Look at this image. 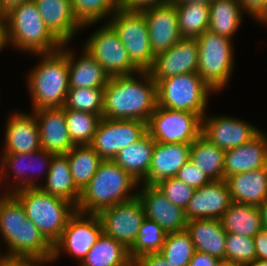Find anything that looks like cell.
Masks as SVG:
<instances>
[{
    "label": "cell",
    "mask_w": 267,
    "mask_h": 266,
    "mask_svg": "<svg viewBox=\"0 0 267 266\" xmlns=\"http://www.w3.org/2000/svg\"><path fill=\"white\" fill-rule=\"evenodd\" d=\"M0 235L8 247L5 255L29 257L42 264L51 262L53 246L27 218L13 194L0 204Z\"/></svg>",
    "instance_id": "2"
},
{
    "label": "cell",
    "mask_w": 267,
    "mask_h": 266,
    "mask_svg": "<svg viewBox=\"0 0 267 266\" xmlns=\"http://www.w3.org/2000/svg\"><path fill=\"white\" fill-rule=\"evenodd\" d=\"M199 48L196 38H181L169 50L155 56L149 73L152 79L197 73Z\"/></svg>",
    "instance_id": "17"
},
{
    "label": "cell",
    "mask_w": 267,
    "mask_h": 266,
    "mask_svg": "<svg viewBox=\"0 0 267 266\" xmlns=\"http://www.w3.org/2000/svg\"><path fill=\"white\" fill-rule=\"evenodd\" d=\"M194 252V243L186 230L167 233L160 250L163 257L176 266H188Z\"/></svg>",
    "instance_id": "40"
},
{
    "label": "cell",
    "mask_w": 267,
    "mask_h": 266,
    "mask_svg": "<svg viewBox=\"0 0 267 266\" xmlns=\"http://www.w3.org/2000/svg\"><path fill=\"white\" fill-rule=\"evenodd\" d=\"M256 260L254 238L241 234L226 233L224 261L249 266Z\"/></svg>",
    "instance_id": "42"
},
{
    "label": "cell",
    "mask_w": 267,
    "mask_h": 266,
    "mask_svg": "<svg viewBox=\"0 0 267 266\" xmlns=\"http://www.w3.org/2000/svg\"><path fill=\"white\" fill-rule=\"evenodd\" d=\"M256 259L267 260V229L262 228L254 237Z\"/></svg>",
    "instance_id": "50"
},
{
    "label": "cell",
    "mask_w": 267,
    "mask_h": 266,
    "mask_svg": "<svg viewBox=\"0 0 267 266\" xmlns=\"http://www.w3.org/2000/svg\"><path fill=\"white\" fill-rule=\"evenodd\" d=\"M33 111L39 128L41 148L55 155L67 154L75 145L68 134L65 108H42Z\"/></svg>",
    "instance_id": "20"
},
{
    "label": "cell",
    "mask_w": 267,
    "mask_h": 266,
    "mask_svg": "<svg viewBox=\"0 0 267 266\" xmlns=\"http://www.w3.org/2000/svg\"><path fill=\"white\" fill-rule=\"evenodd\" d=\"M69 137L74 145H90L101 116L88 112L65 109Z\"/></svg>",
    "instance_id": "37"
},
{
    "label": "cell",
    "mask_w": 267,
    "mask_h": 266,
    "mask_svg": "<svg viewBox=\"0 0 267 266\" xmlns=\"http://www.w3.org/2000/svg\"><path fill=\"white\" fill-rule=\"evenodd\" d=\"M146 19L151 51L154 56L169 50L182 37L175 4L167 3L140 10Z\"/></svg>",
    "instance_id": "16"
},
{
    "label": "cell",
    "mask_w": 267,
    "mask_h": 266,
    "mask_svg": "<svg viewBox=\"0 0 267 266\" xmlns=\"http://www.w3.org/2000/svg\"><path fill=\"white\" fill-rule=\"evenodd\" d=\"M73 13L82 28L112 16L121 7V0H70ZM107 16V17H106Z\"/></svg>",
    "instance_id": "38"
},
{
    "label": "cell",
    "mask_w": 267,
    "mask_h": 266,
    "mask_svg": "<svg viewBox=\"0 0 267 266\" xmlns=\"http://www.w3.org/2000/svg\"><path fill=\"white\" fill-rule=\"evenodd\" d=\"M233 202L259 206L267 198V166L225 179Z\"/></svg>",
    "instance_id": "26"
},
{
    "label": "cell",
    "mask_w": 267,
    "mask_h": 266,
    "mask_svg": "<svg viewBox=\"0 0 267 266\" xmlns=\"http://www.w3.org/2000/svg\"><path fill=\"white\" fill-rule=\"evenodd\" d=\"M46 27L62 43H69L83 29L76 19L70 0H34Z\"/></svg>",
    "instance_id": "24"
},
{
    "label": "cell",
    "mask_w": 267,
    "mask_h": 266,
    "mask_svg": "<svg viewBox=\"0 0 267 266\" xmlns=\"http://www.w3.org/2000/svg\"><path fill=\"white\" fill-rule=\"evenodd\" d=\"M0 17H6V15L0 9Z\"/></svg>",
    "instance_id": "59"
},
{
    "label": "cell",
    "mask_w": 267,
    "mask_h": 266,
    "mask_svg": "<svg viewBox=\"0 0 267 266\" xmlns=\"http://www.w3.org/2000/svg\"><path fill=\"white\" fill-rule=\"evenodd\" d=\"M45 178L47 181L45 185L39 186L43 192L66 199L77 206L81 191L73 181L69 161L65 154L53 156Z\"/></svg>",
    "instance_id": "30"
},
{
    "label": "cell",
    "mask_w": 267,
    "mask_h": 266,
    "mask_svg": "<svg viewBox=\"0 0 267 266\" xmlns=\"http://www.w3.org/2000/svg\"><path fill=\"white\" fill-rule=\"evenodd\" d=\"M102 224V231L108 237L122 243L129 249L145 217L143 205L135 198L102 209L97 213Z\"/></svg>",
    "instance_id": "14"
},
{
    "label": "cell",
    "mask_w": 267,
    "mask_h": 266,
    "mask_svg": "<svg viewBox=\"0 0 267 266\" xmlns=\"http://www.w3.org/2000/svg\"><path fill=\"white\" fill-rule=\"evenodd\" d=\"M138 182L113 160H103L97 172L81 191L76 210L97 214L104 208L126 202L137 196Z\"/></svg>",
    "instance_id": "3"
},
{
    "label": "cell",
    "mask_w": 267,
    "mask_h": 266,
    "mask_svg": "<svg viewBox=\"0 0 267 266\" xmlns=\"http://www.w3.org/2000/svg\"><path fill=\"white\" fill-rule=\"evenodd\" d=\"M209 12L208 29L220 36L233 38L243 18V8L238 0H215L209 5Z\"/></svg>",
    "instance_id": "33"
},
{
    "label": "cell",
    "mask_w": 267,
    "mask_h": 266,
    "mask_svg": "<svg viewBox=\"0 0 267 266\" xmlns=\"http://www.w3.org/2000/svg\"><path fill=\"white\" fill-rule=\"evenodd\" d=\"M41 56L36 68L27 75L33 110L62 108L69 90L67 55L60 49Z\"/></svg>",
    "instance_id": "4"
},
{
    "label": "cell",
    "mask_w": 267,
    "mask_h": 266,
    "mask_svg": "<svg viewBox=\"0 0 267 266\" xmlns=\"http://www.w3.org/2000/svg\"><path fill=\"white\" fill-rule=\"evenodd\" d=\"M70 172L76 187L82 191L103 161L90 145H75L67 154Z\"/></svg>",
    "instance_id": "35"
},
{
    "label": "cell",
    "mask_w": 267,
    "mask_h": 266,
    "mask_svg": "<svg viewBox=\"0 0 267 266\" xmlns=\"http://www.w3.org/2000/svg\"><path fill=\"white\" fill-rule=\"evenodd\" d=\"M243 11L251 15L253 19H257L266 9L267 0H238Z\"/></svg>",
    "instance_id": "48"
},
{
    "label": "cell",
    "mask_w": 267,
    "mask_h": 266,
    "mask_svg": "<svg viewBox=\"0 0 267 266\" xmlns=\"http://www.w3.org/2000/svg\"><path fill=\"white\" fill-rule=\"evenodd\" d=\"M111 17L108 23L117 32L131 63L139 71H149L155 56L151 51L148 26L143 13L120 7Z\"/></svg>",
    "instance_id": "9"
},
{
    "label": "cell",
    "mask_w": 267,
    "mask_h": 266,
    "mask_svg": "<svg viewBox=\"0 0 267 266\" xmlns=\"http://www.w3.org/2000/svg\"><path fill=\"white\" fill-rule=\"evenodd\" d=\"M157 84V106L193 112L201 118L207 110V100L213 91L197 73H184L153 79Z\"/></svg>",
    "instance_id": "7"
},
{
    "label": "cell",
    "mask_w": 267,
    "mask_h": 266,
    "mask_svg": "<svg viewBox=\"0 0 267 266\" xmlns=\"http://www.w3.org/2000/svg\"><path fill=\"white\" fill-rule=\"evenodd\" d=\"M66 45L62 44L61 50L68 58L69 88H105L110 76L102 66L85 50L75 61V54Z\"/></svg>",
    "instance_id": "27"
},
{
    "label": "cell",
    "mask_w": 267,
    "mask_h": 266,
    "mask_svg": "<svg viewBox=\"0 0 267 266\" xmlns=\"http://www.w3.org/2000/svg\"><path fill=\"white\" fill-rule=\"evenodd\" d=\"M139 75V76H134ZM142 77V81L136 79ZM157 107V84L149 71L112 76L104 88L103 117L148 122Z\"/></svg>",
    "instance_id": "1"
},
{
    "label": "cell",
    "mask_w": 267,
    "mask_h": 266,
    "mask_svg": "<svg viewBox=\"0 0 267 266\" xmlns=\"http://www.w3.org/2000/svg\"><path fill=\"white\" fill-rule=\"evenodd\" d=\"M155 186L172 204L185 210L193 197L195 189L176 177L159 181Z\"/></svg>",
    "instance_id": "43"
},
{
    "label": "cell",
    "mask_w": 267,
    "mask_h": 266,
    "mask_svg": "<svg viewBox=\"0 0 267 266\" xmlns=\"http://www.w3.org/2000/svg\"><path fill=\"white\" fill-rule=\"evenodd\" d=\"M175 177L194 189L200 188L212 181L205 172L191 162L190 159L179 169Z\"/></svg>",
    "instance_id": "44"
},
{
    "label": "cell",
    "mask_w": 267,
    "mask_h": 266,
    "mask_svg": "<svg viewBox=\"0 0 267 266\" xmlns=\"http://www.w3.org/2000/svg\"><path fill=\"white\" fill-rule=\"evenodd\" d=\"M215 0H172L175 5L187 4V3H201L205 5H211Z\"/></svg>",
    "instance_id": "54"
},
{
    "label": "cell",
    "mask_w": 267,
    "mask_h": 266,
    "mask_svg": "<svg viewBox=\"0 0 267 266\" xmlns=\"http://www.w3.org/2000/svg\"><path fill=\"white\" fill-rule=\"evenodd\" d=\"M104 88H69L65 109L98 114L103 117Z\"/></svg>",
    "instance_id": "41"
},
{
    "label": "cell",
    "mask_w": 267,
    "mask_h": 266,
    "mask_svg": "<svg viewBox=\"0 0 267 266\" xmlns=\"http://www.w3.org/2000/svg\"><path fill=\"white\" fill-rule=\"evenodd\" d=\"M54 155L55 154L47 152L46 150H43L42 148L38 151L27 153V154L3 153L0 167H1L4 180L6 177L9 176L7 174H8V171L10 170L9 173H14L13 176L15 179L13 180L14 183H12V185L13 184L15 185L14 187L15 189H12L13 191H16L22 188L39 187V184L37 182L35 183L36 180L32 179L31 177L28 179L27 176H30L28 175L30 174L28 169L35 170L34 164H38V165H42L44 169L46 168L45 172L48 174L50 164H51V161ZM26 161H28L29 163H27ZM31 161L36 162V163L32 164L30 163ZM38 165L37 167H39ZM42 166H40L39 169H41ZM8 168H11V169L8 170ZM39 169H38V172H39ZM26 172L27 173L29 172V173L27 174Z\"/></svg>",
    "instance_id": "25"
},
{
    "label": "cell",
    "mask_w": 267,
    "mask_h": 266,
    "mask_svg": "<svg viewBox=\"0 0 267 266\" xmlns=\"http://www.w3.org/2000/svg\"><path fill=\"white\" fill-rule=\"evenodd\" d=\"M256 20L267 25V5L265 11Z\"/></svg>",
    "instance_id": "56"
},
{
    "label": "cell",
    "mask_w": 267,
    "mask_h": 266,
    "mask_svg": "<svg viewBox=\"0 0 267 266\" xmlns=\"http://www.w3.org/2000/svg\"><path fill=\"white\" fill-rule=\"evenodd\" d=\"M219 266H247V265L223 260L220 262Z\"/></svg>",
    "instance_id": "57"
},
{
    "label": "cell",
    "mask_w": 267,
    "mask_h": 266,
    "mask_svg": "<svg viewBox=\"0 0 267 266\" xmlns=\"http://www.w3.org/2000/svg\"><path fill=\"white\" fill-rule=\"evenodd\" d=\"M225 150L200 135L190 146V161L201 168L211 180H224Z\"/></svg>",
    "instance_id": "34"
},
{
    "label": "cell",
    "mask_w": 267,
    "mask_h": 266,
    "mask_svg": "<svg viewBox=\"0 0 267 266\" xmlns=\"http://www.w3.org/2000/svg\"><path fill=\"white\" fill-rule=\"evenodd\" d=\"M6 15L8 43L32 54L53 53L62 43L46 27L34 0H26Z\"/></svg>",
    "instance_id": "5"
},
{
    "label": "cell",
    "mask_w": 267,
    "mask_h": 266,
    "mask_svg": "<svg viewBox=\"0 0 267 266\" xmlns=\"http://www.w3.org/2000/svg\"><path fill=\"white\" fill-rule=\"evenodd\" d=\"M196 39L199 48L197 74L213 93L220 92L228 84L234 68L232 39L209 29Z\"/></svg>",
    "instance_id": "8"
},
{
    "label": "cell",
    "mask_w": 267,
    "mask_h": 266,
    "mask_svg": "<svg viewBox=\"0 0 267 266\" xmlns=\"http://www.w3.org/2000/svg\"><path fill=\"white\" fill-rule=\"evenodd\" d=\"M7 119L5 146L2 153L27 154L41 149L39 128L35 115L12 113Z\"/></svg>",
    "instance_id": "21"
},
{
    "label": "cell",
    "mask_w": 267,
    "mask_h": 266,
    "mask_svg": "<svg viewBox=\"0 0 267 266\" xmlns=\"http://www.w3.org/2000/svg\"><path fill=\"white\" fill-rule=\"evenodd\" d=\"M26 0H0V9L4 14H7L14 7L19 6Z\"/></svg>",
    "instance_id": "52"
},
{
    "label": "cell",
    "mask_w": 267,
    "mask_h": 266,
    "mask_svg": "<svg viewBox=\"0 0 267 266\" xmlns=\"http://www.w3.org/2000/svg\"><path fill=\"white\" fill-rule=\"evenodd\" d=\"M267 166V135L260 132L252 140L228 149L224 155V180L234 174Z\"/></svg>",
    "instance_id": "22"
},
{
    "label": "cell",
    "mask_w": 267,
    "mask_h": 266,
    "mask_svg": "<svg viewBox=\"0 0 267 266\" xmlns=\"http://www.w3.org/2000/svg\"><path fill=\"white\" fill-rule=\"evenodd\" d=\"M4 180V177L2 175V171L0 168V181ZM6 193H4L1 197H0V204L5 201L11 194H12V190L9 191V189H6ZM9 191V192H8Z\"/></svg>",
    "instance_id": "55"
},
{
    "label": "cell",
    "mask_w": 267,
    "mask_h": 266,
    "mask_svg": "<svg viewBox=\"0 0 267 266\" xmlns=\"http://www.w3.org/2000/svg\"><path fill=\"white\" fill-rule=\"evenodd\" d=\"M79 266H133V261L122 243L102 233Z\"/></svg>",
    "instance_id": "32"
},
{
    "label": "cell",
    "mask_w": 267,
    "mask_h": 266,
    "mask_svg": "<svg viewBox=\"0 0 267 266\" xmlns=\"http://www.w3.org/2000/svg\"><path fill=\"white\" fill-rule=\"evenodd\" d=\"M262 227L267 229V198L258 206Z\"/></svg>",
    "instance_id": "53"
},
{
    "label": "cell",
    "mask_w": 267,
    "mask_h": 266,
    "mask_svg": "<svg viewBox=\"0 0 267 266\" xmlns=\"http://www.w3.org/2000/svg\"><path fill=\"white\" fill-rule=\"evenodd\" d=\"M102 233V224L97 214L76 210L69 218L60 239L53 245L51 261L58 259L65 251L81 262Z\"/></svg>",
    "instance_id": "12"
},
{
    "label": "cell",
    "mask_w": 267,
    "mask_h": 266,
    "mask_svg": "<svg viewBox=\"0 0 267 266\" xmlns=\"http://www.w3.org/2000/svg\"><path fill=\"white\" fill-rule=\"evenodd\" d=\"M249 266H267V260H259V259H256Z\"/></svg>",
    "instance_id": "58"
},
{
    "label": "cell",
    "mask_w": 267,
    "mask_h": 266,
    "mask_svg": "<svg viewBox=\"0 0 267 266\" xmlns=\"http://www.w3.org/2000/svg\"><path fill=\"white\" fill-rule=\"evenodd\" d=\"M9 46L7 34V20L6 17H0V51Z\"/></svg>",
    "instance_id": "51"
},
{
    "label": "cell",
    "mask_w": 267,
    "mask_h": 266,
    "mask_svg": "<svg viewBox=\"0 0 267 266\" xmlns=\"http://www.w3.org/2000/svg\"><path fill=\"white\" fill-rule=\"evenodd\" d=\"M154 139L146 133L137 142L120 150L113 161L128 172L138 183L144 182L148 176Z\"/></svg>",
    "instance_id": "29"
},
{
    "label": "cell",
    "mask_w": 267,
    "mask_h": 266,
    "mask_svg": "<svg viewBox=\"0 0 267 266\" xmlns=\"http://www.w3.org/2000/svg\"><path fill=\"white\" fill-rule=\"evenodd\" d=\"M191 144L161 143L155 141L148 176L143 184L155 185L159 181L177 175L190 159Z\"/></svg>",
    "instance_id": "23"
},
{
    "label": "cell",
    "mask_w": 267,
    "mask_h": 266,
    "mask_svg": "<svg viewBox=\"0 0 267 266\" xmlns=\"http://www.w3.org/2000/svg\"><path fill=\"white\" fill-rule=\"evenodd\" d=\"M261 132L255 125H251L236 117L214 116L202 117L201 135L222 150L241 146L252 140Z\"/></svg>",
    "instance_id": "15"
},
{
    "label": "cell",
    "mask_w": 267,
    "mask_h": 266,
    "mask_svg": "<svg viewBox=\"0 0 267 266\" xmlns=\"http://www.w3.org/2000/svg\"><path fill=\"white\" fill-rule=\"evenodd\" d=\"M142 187L138 188L137 196L147 219L155 221L166 233L186 230L185 210L172 204L155 185L143 184Z\"/></svg>",
    "instance_id": "18"
},
{
    "label": "cell",
    "mask_w": 267,
    "mask_h": 266,
    "mask_svg": "<svg viewBox=\"0 0 267 266\" xmlns=\"http://www.w3.org/2000/svg\"><path fill=\"white\" fill-rule=\"evenodd\" d=\"M166 234L155 221L145 218L133 245L128 249L131 260L134 262L142 255L160 252Z\"/></svg>",
    "instance_id": "39"
},
{
    "label": "cell",
    "mask_w": 267,
    "mask_h": 266,
    "mask_svg": "<svg viewBox=\"0 0 267 266\" xmlns=\"http://www.w3.org/2000/svg\"><path fill=\"white\" fill-rule=\"evenodd\" d=\"M232 202L226 181L212 180L210 183L195 189L193 197L185 209L186 220H220Z\"/></svg>",
    "instance_id": "19"
},
{
    "label": "cell",
    "mask_w": 267,
    "mask_h": 266,
    "mask_svg": "<svg viewBox=\"0 0 267 266\" xmlns=\"http://www.w3.org/2000/svg\"><path fill=\"white\" fill-rule=\"evenodd\" d=\"M182 38H198L209 27V6L201 3L175 5Z\"/></svg>",
    "instance_id": "36"
},
{
    "label": "cell",
    "mask_w": 267,
    "mask_h": 266,
    "mask_svg": "<svg viewBox=\"0 0 267 266\" xmlns=\"http://www.w3.org/2000/svg\"><path fill=\"white\" fill-rule=\"evenodd\" d=\"M25 209L27 218L53 246L61 237L76 206L61 197L43 192L39 187L12 191Z\"/></svg>",
    "instance_id": "6"
},
{
    "label": "cell",
    "mask_w": 267,
    "mask_h": 266,
    "mask_svg": "<svg viewBox=\"0 0 267 266\" xmlns=\"http://www.w3.org/2000/svg\"><path fill=\"white\" fill-rule=\"evenodd\" d=\"M172 0H121V8L126 10H142L147 7L171 3Z\"/></svg>",
    "instance_id": "47"
},
{
    "label": "cell",
    "mask_w": 267,
    "mask_h": 266,
    "mask_svg": "<svg viewBox=\"0 0 267 266\" xmlns=\"http://www.w3.org/2000/svg\"><path fill=\"white\" fill-rule=\"evenodd\" d=\"M147 133V123L102 117L90 146L102 160H113L117 153Z\"/></svg>",
    "instance_id": "13"
},
{
    "label": "cell",
    "mask_w": 267,
    "mask_h": 266,
    "mask_svg": "<svg viewBox=\"0 0 267 266\" xmlns=\"http://www.w3.org/2000/svg\"><path fill=\"white\" fill-rule=\"evenodd\" d=\"M0 266H45L41 262L24 256L0 254Z\"/></svg>",
    "instance_id": "46"
},
{
    "label": "cell",
    "mask_w": 267,
    "mask_h": 266,
    "mask_svg": "<svg viewBox=\"0 0 267 266\" xmlns=\"http://www.w3.org/2000/svg\"><path fill=\"white\" fill-rule=\"evenodd\" d=\"M202 131V118L193 112L157 106L147 122V133L156 142L192 144Z\"/></svg>",
    "instance_id": "10"
},
{
    "label": "cell",
    "mask_w": 267,
    "mask_h": 266,
    "mask_svg": "<svg viewBox=\"0 0 267 266\" xmlns=\"http://www.w3.org/2000/svg\"><path fill=\"white\" fill-rule=\"evenodd\" d=\"M221 260L207 253L195 251L188 266H219Z\"/></svg>",
    "instance_id": "49"
},
{
    "label": "cell",
    "mask_w": 267,
    "mask_h": 266,
    "mask_svg": "<svg viewBox=\"0 0 267 266\" xmlns=\"http://www.w3.org/2000/svg\"><path fill=\"white\" fill-rule=\"evenodd\" d=\"M84 45L83 49L102 66L110 77L139 72L131 63L117 32L108 22L93 32Z\"/></svg>",
    "instance_id": "11"
},
{
    "label": "cell",
    "mask_w": 267,
    "mask_h": 266,
    "mask_svg": "<svg viewBox=\"0 0 267 266\" xmlns=\"http://www.w3.org/2000/svg\"><path fill=\"white\" fill-rule=\"evenodd\" d=\"M186 231L190 234L195 251L207 253L224 260L226 231L219 219H192L187 221Z\"/></svg>",
    "instance_id": "28"
},
{
    "label": "cell",
    "mask_w": 267,
    "mask_h": 266,
    "mask_svg": "<svg viewBox=\"0 0 267 266\" xmlns=\"http://www.w3.org/2000/svg\"><path fill=\"white\" fill-rule=\"evenodd\" d=\"M133 266H176L168 262L160 252L140 256L133 262Z\"/></svg>",
    "instance_id": "45"
},
{
    "label": "cell",
    "mask_w": 267,
    "mask_h": 266,
    "mask_svg": "<svg viewBox=\"0 0 267 266\" xmlns=\"http://www.w3.org/2000/svg\"><path fill=\"white\" fill-rule=\"evenodd\" d=\"M221 223L226 233L253 238L263 227L258 206L232 202L223 213Z\"/></svg>",
    "instance_id": "31"
}]
</instances>
